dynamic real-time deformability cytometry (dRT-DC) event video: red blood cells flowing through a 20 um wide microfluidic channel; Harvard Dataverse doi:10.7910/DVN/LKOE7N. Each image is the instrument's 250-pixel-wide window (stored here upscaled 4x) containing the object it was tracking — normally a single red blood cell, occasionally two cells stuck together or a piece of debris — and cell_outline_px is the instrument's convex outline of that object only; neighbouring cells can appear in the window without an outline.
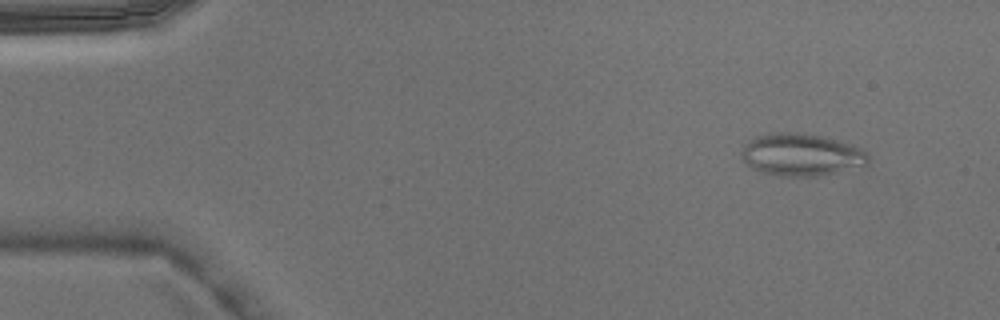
{"species": "Egyptian fruit bat (a non-hibernating species)", "species_latin": "Rousettus aegyptiacus", "temperature_condition": "warm", "stored_images_in_passage": 3, "camera_frame_rate_fps": 3000, "um_per_image_px": 0.085, "animal": {"sex": "male"}, "frame": {"image": 1, "passage_image": 1, "time_ms": 0.0, "image_size_px": [1000, 320], "cell_outline_px": [[868, 164], [836, 172], [812, 176], [780, 176], [760, 172], [752, 168], [744, 160], [740, 152], [744, 144], [756, 136], [772, 132], [788, 132], [820, 136], [852, 144], [868, 152]], "centroid_in_image_um": [68.08, 13.15], "position_along_channel_um": 16.9, "area_um2": 31.04}}